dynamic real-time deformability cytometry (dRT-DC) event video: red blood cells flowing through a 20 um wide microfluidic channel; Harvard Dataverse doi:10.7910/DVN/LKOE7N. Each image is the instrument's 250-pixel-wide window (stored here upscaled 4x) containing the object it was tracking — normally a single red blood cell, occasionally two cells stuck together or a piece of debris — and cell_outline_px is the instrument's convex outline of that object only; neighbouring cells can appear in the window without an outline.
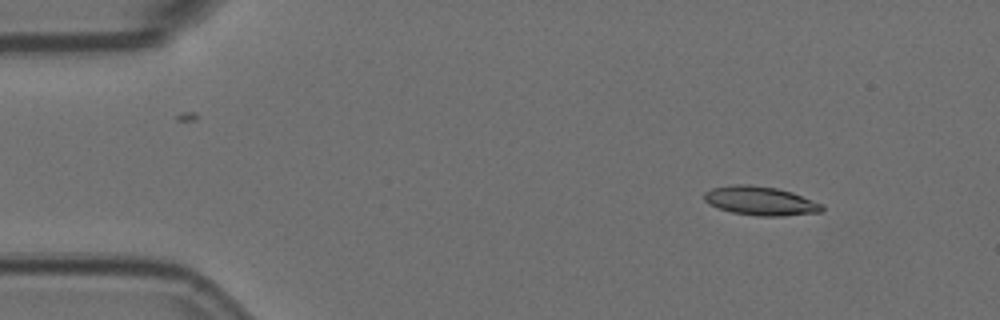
{"species": "Egyptian fruit bat (a non-hibernating species)", "species_latin": "Rousettus aegyptiacus", "temperature_condition": "room temperature", "stored_images_in_passage": 7, "camera_frame_rate_fps": 3000, "um_per_image_px": 0.085, "animal": {"sex": "female"}, "frame": {"image": 1, "passage_image": 1, "time_ms": 0.0, "image_size_px": [1000, 320], "cell_outline_px": [[824, 208], [820, 212], [784, 216], [756, 216], [732, 212], [708, 204], [704, 200], [704, 192], [712, 188], [732, 184], [748, 184], [776, 188], [792, 192], [824, 204]], "centroid_in_image_um": [64.64, 17.07], "position_along_channel_um": 20.4, "area_um2": 19.94}}
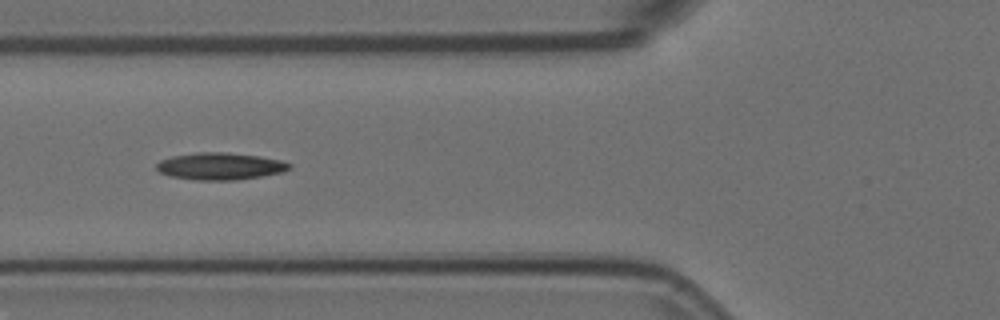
{"frame": {"image": 2, "passage_image": 5, "time_ms": 1.333, "image_size_px": [1000, 320], "cell_outline_px": [[292, 168], [284, 172], [264, 176], [236, 180], [196, 180], [172, 176], [160, 172], [156, 168], [156, 164], [160, 160], [172, 156], [196, 152], [228, 152], [260, 156], [280, 160], [292, 164]], "centroid_in_image_um": [18.76, 14.12], "position_along_channel_um": 107.0, "area_um2": 21.15}}
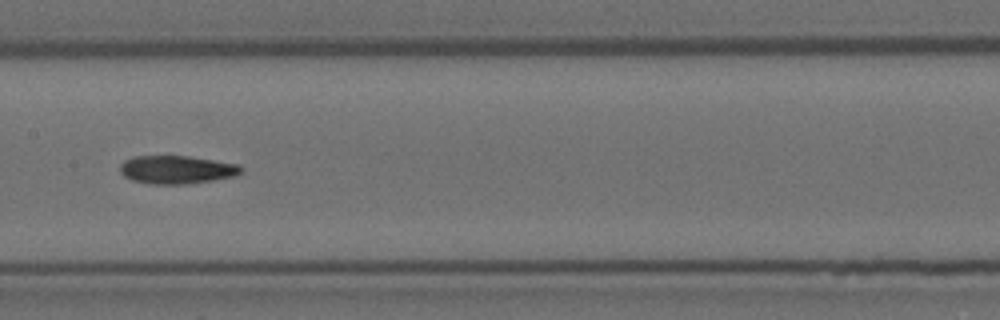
{"frame": {"image": 3, "passage_image": 7, "time_ms": 2.0, "image_size_px": [1000, 320], "cell_outline_px": [[244, 172], [236, 176], [188, 184], [148, 184], [132, 180], [124, 176], [120, 172], [120, 164], [124, 160], [136, 156], [188, 156], [240, 164], [244, 168]], "centroid_in_image_um": [15.05, 14.42], "position_along_channel_um": 192.3, "area_um2": 20.11}}